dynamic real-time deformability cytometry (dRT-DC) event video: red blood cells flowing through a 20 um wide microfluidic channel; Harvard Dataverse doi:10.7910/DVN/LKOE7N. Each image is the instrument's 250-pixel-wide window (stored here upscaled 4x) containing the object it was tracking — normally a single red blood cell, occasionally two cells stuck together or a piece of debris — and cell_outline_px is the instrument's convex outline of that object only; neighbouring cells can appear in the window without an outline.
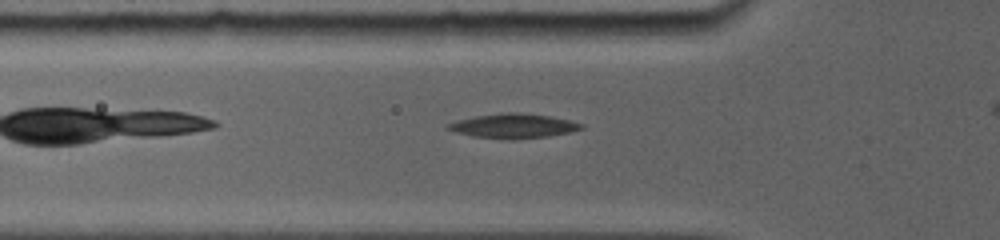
{"species": "common noctule bat (a hibernating species)", "species_latin": "Nyctalus noctula", "temperature_condition": "room temperature", "stored_images_in_passage": 48, "camera_frame_rate_fps": 5000, "um_per_image_px": 0.085, "animal": {"sex": "female", "body_mass_g": 19.0, "forearm_length_mm": 56.7}, "frame": {"image": 1, "passage_image": 2, "time_ms": 0.2, "image_size_px": [1000, 240], "cell_outline_px": [[584, 128], [572, 132], [548, 136], [512, 140], [504, 140], [472, 136], [456, 132], [444, 128], [444, 124], [456, 120], [476, 116], [500, 112], [520, 112], [548, 116], [568, 120], [584, 124]], "centroid_in_image_um": [43.59, 10.71], "position_along_channel_um": 82.2, "area_um2": 19.36}}
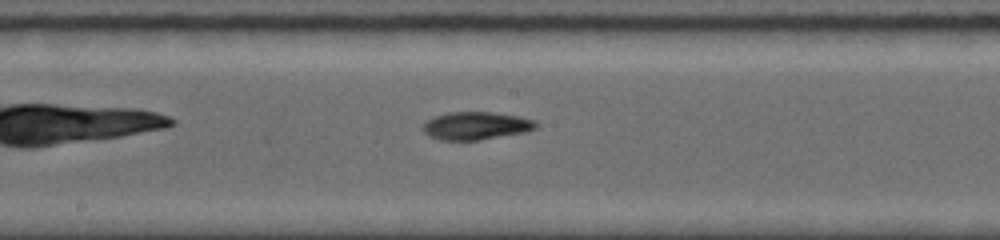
{"frame": {"image": 2, "passage_image": 18, "time_ms": 3.4, "image_size_px": [1000, 240], "cell_outline_px": [[540, 124], [536, 128], [528, 132], [480, 140], [440, 140], [428, 136], [420, 128], [428, 120], [436, 116], [448, 112], [492, 112], [520, 116], [536, 120]], "centroid_in_image_um": [40.51, 10.69], "position_along_channel_um": 207.7, "area_um2": 18.67}}
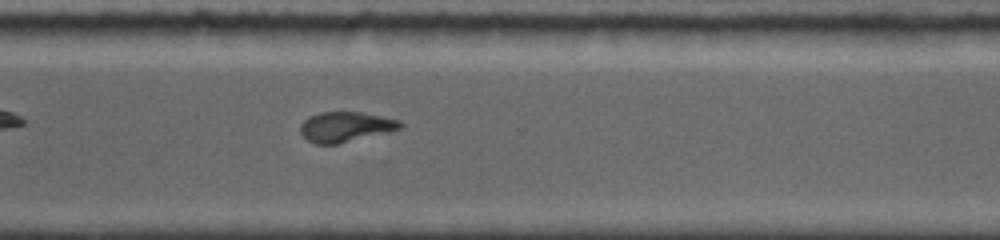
{"frame": {"image": 3, "passage_image": 35, "time_ms": 6.8, "image_size_px": [1000, 240], "cell_outline_px": [[404, 124], [400, 128], [388, 132], [336, 144], [316, 144], [308, 140], [300, 132], [300, 124], [304, 120], [320, 112], [360, 112], [400, 120]], "centroid_in_image_um": [29.37, 10.78], "position_along_channel_um": 341.2, "area_um2": 17.28}}